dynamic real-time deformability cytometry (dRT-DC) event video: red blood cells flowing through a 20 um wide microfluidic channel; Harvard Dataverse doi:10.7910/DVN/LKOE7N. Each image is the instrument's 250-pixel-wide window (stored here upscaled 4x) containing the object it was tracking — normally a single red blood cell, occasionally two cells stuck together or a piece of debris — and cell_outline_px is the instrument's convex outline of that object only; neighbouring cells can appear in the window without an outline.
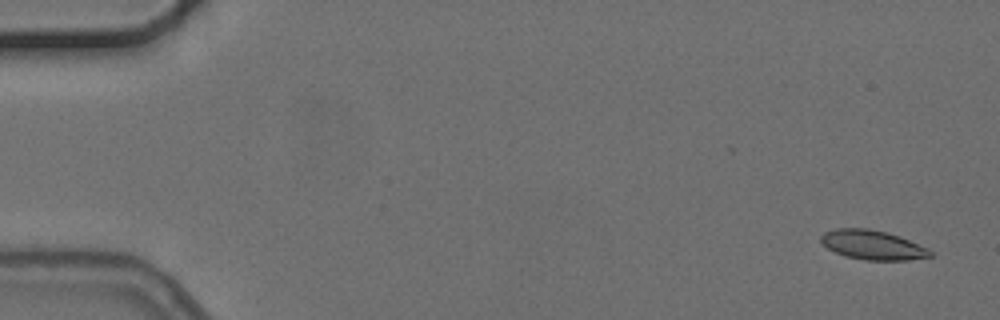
{"species": "common noctule bat (a hibernating species)", "species_latin": "Nyctalus noctula", "temperature_condition": "cold", "stored_images_in_passage": 5, "camera_frame_rate_fps": 3000, "um_per_image_px": 0.085, "animal": {"sex": "female", "body_mass_g": 24.6, "forearm_length_mm": 56.2}, "frame": {"image": 1, "passage_image": 1, "time_ms": 0.0, "image_size_px": [1000, 320], "cell_outline_px": [[932, 256], [908, 260], [864, 260], [844, 256], [828, 248], [820, 240], [820, 236], [824, 232], [836, 228], [868, 228], [884, 232], [908, 240], [928, 248], [932, 252]], "centroid_in_image_um": [74.14, 20.82], "position_along_channel_um": 10.9, "area_um2": 18.5}}
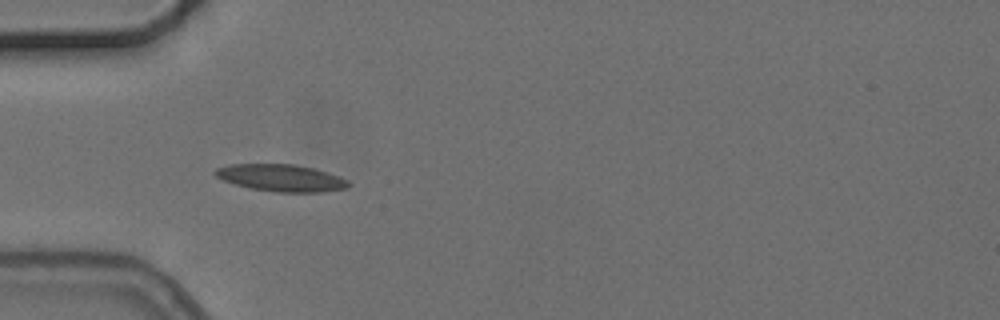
{"frame": {"image": 2, "passage_image": 4, "time_ms": 5.0, "image_size_px": [1000, 320], "cell_outline_px": [[352, 184], [344, 188], [320, 192], [276, 192], [248, 188], [224, 180], [216, 176], [212, 172], [216, 168], [228, 164], [292, 164], [312, 168], [348, 180]], "centroid_in_image_um": [23.83, 15.12], "position_along_channel_um": 61.2, "area_um2": 20.75}}
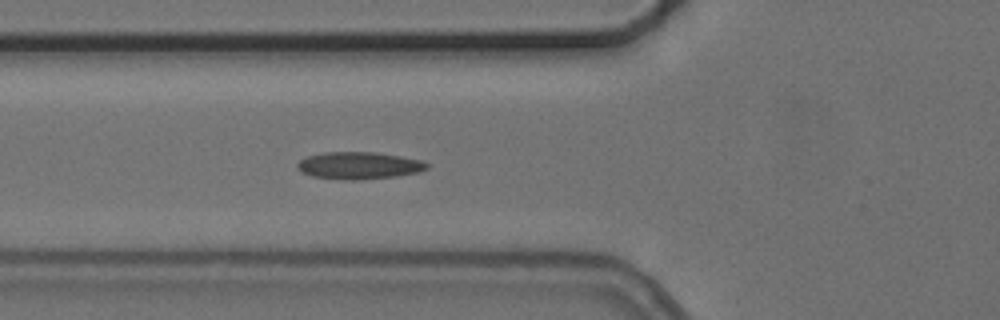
{"frame": {"image": 3, "passage_image": 5, "time_ms": 6.0, "image_size_px": [1000, 320], "cell_outline_px": [[428, 168], [420, 172], [396, 176], [356, 180], [344, 180], [312, 176], [300, 172], [296, 168], [296, 164], [300, 160], [308, 156], [324, 152], [376, 152], [400, 156], [420, 160], [428, 164]], "centroid_in_image_um": [30.48, 14.07], "position_along_channel_um": 95.3, "area_um2": 20.58}}